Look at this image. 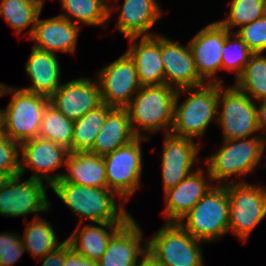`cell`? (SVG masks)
Instances as JSON below:
<instances>
[{
    "instance_id": "obj_37",
    "label": "cell",
    "mask_w": 266,
    "mask_h": 266,
    "mask_svg": "<svg viewBox=\"0 0 266 266\" xmlns=\"http://www.w3.org/2000/svg\"><path fill=\"white\" fill-rule=\"evenodd\" d=\"M25 251L19 234L0 233V266H13Z\"/></svg>"
},
{
    "instance_id": "obj_26",
    "label": "cell",
    "mask_w": 266,
    "mask_h": 266,
    "mask_svg": "<svg viewBox=\"0 0 266 266\" xmlns=\"http://www.w3.org/2000/svg\"><path fill=\"white\" fill-rule=\"evenodd\" d=\"M137 136L132 130L126 108H112L95 138L91 153L104 156L119 147L125 146Z\"/></svg>"
},
{
    "instance_id": "obj_2",
    "label": "cell",
    "mask_w": 266,
    "mask_h": 266,
    "mask_svg": "<svg viewBox=\"0 0 266 266\" xmlns=\"http://www.w3.org/2000/svg\"><path fill=\"white\" fill-rule=\"evenodd\" d=\"M176 92L167 84L146 85L138 90L126 107L132 130L137 137L149 138L146 132H171ZM141 131H145L144 134Z\"/></svg>"
},
{
    "instance_id": "obj_31",
    "label": "cell",
    "mask_w": 266,
    "mask_h": 266,
    "mask_svg": "<svg viewBox=\"0 0 266 266\" xmlns=\"http://www.w3.org/2000/svg\"><path fill=\"white\" fill-rule=\"evenodd\" d=\"M73 130L74 122L49 103L42 116L38 137L64 146L71 152Z\"/></svg>"
},
{
    "instance_id": "obj_12",
    "label": "cell",
    "mask_w": 266,
    "mask_h": 266,
    "mask_svg": "<svg viewBox=\"0 0 266 266\" xmlns=\"http://www.w3.org/2000/svg\"><path fill=\"white\" fill-rule=\"evenodd\" d=\"M21 175L11 176L0 188V215L23 217L49 210L46 186L42 180L29 178L22 182Z\"/></svg>"
},
{
    "instance_id": "obj_28",
    "label": "cell",
    "mask_w": 266,
    "mask_h": 266,
    "mask_svg": "<svg viewBox=\"0 0 266 266\" xmlns=\"http://www.w3.org/2000/svg\"><path fill=\"white\" fill-rule=\"evenodd\" d=\"M111 109L112 107L103 103L74 121L71 152H87L93 148L95 138Z\"/></svg>"
},
{
    "instance_id": "obj_22",
    "label": "cell",
    "mask_w": 266,
    "mask_h": 266,
    "mask_svg": "<svg viewBox=\"0 0 266 266\" xmlns=\"http://www.w3.org/2000/svg\"><path fill=\"white\" fill-rule=\"evenodd\" d=\"M127 39L132 44L126 52L135 62L140 84L142 86L165 84L161 59V35Z\"/></svg>"
},
{
    "instance_id": "obj_25",
    "label": "cell",
    "mask_w": 266,
    "mask_h": 266,
    "mask_svg": "<svg viewBox=\"0 0 266 266\" xmlns=\"http://www.w3.org/2000/svg\"><path fill=\"white\" fill-rule=\"evenodd\" d=\"M126 222H102L78 227L67 238L71 247L84 258L98 262L107 249L110 238Z\"/></svg>"
},
{
    "instance_id": "obj_14",
    "label": "cell",
    "mask_w": 266,
    "mask_h": 266,
    "mask_svg": "<svg viewBox=\"0 0 266 266\" xmlns=\"http://www.w3.org/2000/svg\"><path fill=\"white\" fill-rule=\"evenodd\" d=\"M228 32L218 21L211 22L188 43L197 73L207 84L223 85V80L217 78L216 73L222 70V47Z\"/></svg>"
},
{
    "instance_id": "obj_8",
    "label": "cell",
    "mask_w": 266,
    "mask_h": 266,
    "mask_svg": "<svg viewBox=\"0 0 266 266\" xmlns=\"http://www.w3.org/2000/svg\"><path fill=\"white\" fill-rule=\"evenodd\" d=\"M200 243L179 223L165 222L147 240V250L165 266H203Z\"/></svg>"
},
{
    "instance_id": "obj_38",
    "label": "cell",
    "mask_w": 266,
    "mask_h": 266,
    "mask_svg": "<svg viewBox=\"0 0 266 266\" xmlns=\"http://www.w3.org/2000/svg\"><path fill=\"white\" fill-rule=\"evenodd\" d=\"M63 266H98V262L84 258L77 253L65 239V258Z\"/></svg>"
},
{
    "instance_id": "obj_36",
    "label": "cell",
    "mask_w": 266,
    "mask_h": 266,
    "mask_svg": "<svg viewBox=\"0 0 266 266\" xmlns=\"http://www.w3.org/2000/svg\"><path fill=\"white\" fill-rule=\"evenodd\" d=\"M20 143L3 131L0 133V171L10 176L20 174Z\"/></svg>"
},
{
    "instance_id": "obj_27",
    "label": "cell",
    "mask_w": 266,
    "mask_h": 266,
    "mask_svg": "<svg viewBox=\"0 0 266 266\" xmlns=\"http://www.w3.org/2000/svg\"><path fill=\"white\" fill-rule=\"evenodd\" d=\"M59 1L61 3L62 10H64V13L58 15L77 25L85 24L89 26L105 27V25H107L108 23L107 20L112 17V12L115 11L114 7L108 5L110 4L108 3L109 0Z\"/></svg>"
},
{
    "instance_id": "obj_10",
    "label": "cell",
    "mask_w": 266,
    "mask_h": 266,
    "mask_svg": "<svg viewBox=\"0 0 266 266\" xmlns=\"http://www.w3.org/2000/svg\"><path fill=\"white\" fill-rule=\"evenodd\" d=\"M149 139L137 137L103 156L107 186L117 194L116 197L127 201L139 188L143 168L141 142Z\"/></svg>"
},
{
    "instance_id": "obj_18",
    "label": "cell",
    "mask_w": 266,
    "mask_h": 266,
    "mask_svg": "<svg viewBox=\"0 0 266 266\" xmlns=\"http://www.w3.org/2000/svg\"><path fill=\"white\" fill-rule=\"evenodd\" d=\"M203 171L199 166L175 187L164 192L166 223L180 222L213 186L208 170L207 174Z\"/></svg>"
},
{
    "instance_id": "obj_6",
    "label": "cell",
    "mask_w": 266,
    "mask_h": 266,
    "mask_svg": "<svg viewBox=\"0 0 266 266\" xmlns=\"http://www.w3.org/2000/svg\"><path fill=\"white\" fill-rule=\"evenodd\" d=\"M178 223L195 239L207 243L218 241L229 233L226 185H213Z\"/></svg>"
},
{
    "instance_id": "obj_29",
    "label": "cell",
    "mask_w": 266,
    "mask_h": 266,
    "mask_svg": "<svg viewBox=\"0 0 266 266\" xmlns=\"http://www.w3.org/2000/svg\"><path fill=\"white\" fill-rule=\"evenodd\" d=\"M55 232L48 221L35 215L30 222L26 223L21 237L25 250L30 252L34 258H43L61 244Z\"/></svg>"
},
{
    "instance_id": "obj_41",
    "label": "cell",
    "mask_w": 266,
    "mask_h": 266,
    "mask_svg": "<svg viewBox=\"0 0 266 266\" xmlns=\"http://www.w3.org/2000/svg\"><path fill=\"white\" fill-rule=\"evenodd\" d=\"M136 266H165V265L147 250L142 255V257L139 260V263Z\"/></svg>"
},
{
    "instance_id": "obj_11",
    "label": "cell",
    "mask_w": 266,
    "mask_h": 266,
    "mask_svg": "<svg viewBox=\"0 0 266 266\" xmlns=\"http://www.w3.org/2000/svg\"><path fill=\"white\" fill-rule=\"evenodd\" d=\"M97 80L104 104L126 108L142 87L134 60L127 52L98 71Z\"/></svg>"
},
{
    "instance_id": "obj_21",
    "label": "cell",
    "mask_w": 266,
    "mask_h": 266,
    "mask_svg": "<svg viewBox=\"0 0 266 266\" xmlns=\"http://www.w3.org/2000/svg\"><path fill=\"white\" fill-rule=\"evenodd\" d=\"M116 22V30L125 38L152 37L159 33L149 32L160 20L162 8L156 0H124Z\"/></svg>"
},
{
    "instance_id": "obj_24",
    "label": "cell",
    "mask_w": 266,
    "mask_h": 266,
    "mask_svg": "<svg viewBox=\"0 0 266 266\" xmlns=\"http://www.w3.org/2000/svg\"><path fill=\"white\" fill-rule=\"evenodd\" d=\"M61 179L57 182H69L86 187L106 188L107 179L104 157L87 152H69Z\"/></svg>"
},
{
    "instance_id": "obj_16",
    "label": "cell",
    "mask_w": 266,
    "mask_h": 266,
    "mask_svg": "<svg viewBox=\"0 0 266 266\" xmlns=\"http://www.w3.org/2000/svg\"><path fill=\"white\" fill-rule=\"evenodd\" d=\"M162 162V184L164 192L175 187L189 174L191 167L200 162L197 157L200 144L186 137H178L172 133L164 134Z\"/></svg>"
},
{
    "instance_id": "obj_20",
    "label": "cell",
    "mask_w": 266,
    "mask_h": 266,
    "mask_svg": "<svg viewBox=\"0 0 266 266\" xmlns=\"http://www.w3.org/2000/svg\"><path fill=\"white\" fill-rule=\"evenodd\" d=\"M136 222L132 216L110 238L98 266H136L139 263L147 251V240L142 244L143 233Z\"/></svg>"
},
{
    "instance_id": "obj_30",
    "label": "cell",
    "mask_w": 266,
    "mask_h": 266,
    "mask_svg": "<svg viewBox=\"0 0 266 266\" xmlns=\"http://www.w3.org/2000/svg\"><path fill=\"white\" fill-rule=\"evenodd\" d=\"M234 86L253 101L266 100V56L253 53Z\"/></svg>"
},
{
    "instance_id": "obj_44",
    "label": "cell",
    "mask_w": 266,
    "mask_h": 266,
    "mask_svg": "<svg viewBox=\"0 0 266 266\" xmlns=\"http://www.w3.org/2000/svg\"><path fill=\"white\" fill-rule=\"evenodd\" d=\"M2 132V115H1V112H0V133Z\"/></svg>"
},
{
    "instance_id": "obj_7",
    "label": "cell",
    "mask_w": 266,
    "mask_h": 266,
    "mask_svg": "<svg viewBox=\"0 0 266 266\" xmlns=\"http://www.w3.org/2000/svg\"><path fill=\"white\" fill-rule=\"evenodd\" d=\"M223 87L218 84L217 110V123L221 126L223 140L249 138L259 133L257 102L234 85Z\"/></svg>"
},
{
    "instance_id": "obj_4",
    "label": "cell",
    "mask_w": 266,
    "mask_h": 266,
    "mask_svg": "<svg viewBox=\"0 0 266 266\" xmlns=\"http://www.w3.org/2000/svg\"><path fill=\"white\" fill-rule=\"evenodd\" d=\"M196 90V91H195ZM187 95L180 102V95ZM218 84H204L177 90L174 104L173 135L200 139L213 119L217 122Z\"/></svg>"
},
{
    "instance_id": "obj_43",
    "label": "cell",
    "mask_w": 266,
    "mask_h": 266,
    "mask_svg": "<svg viewBox=\"0 0 266 266\" xmlns=\"http://www.w3.org/2000/svg\"><path fill=\"white\" fill-rule=\"evenodd\" d=\"M28 1H30V2H32V3H35L37 6H39L41 9H42V7H43V5H44V0H28Z\"/></svg>"
},
{
    "instance_id": "obj_40",
    "label": "cell",
    "mask_w": 266,
    "mask_h": 266,
    "mask_svg": "<svg viewBox=\"0 0 266 266\" xmlns=\"http://www.w3.org/2000/svg\"><path fill=\"white\" fill-rule=\"evenodd\" d=\"M260 105L257 107V123L259 132L266 131V100L259 101ZM263 130V131H262Z\"/></svg>"
},
{
    "instance_id": "obj_13",
    "label": "cell",
    "mask_w": 266,
    "mask_h": 266,
    "mask_svg": "<svg viewBox=\"0 0 266 266\" xmlns=\"http://www.w3.org/2000/svg\"><path fill=\"white\" fill-rule=\"evenodd\" d=\"M69 150L64 146L56 144L50 140L39 137L20 143V175L31 168L34 174L31 178L44 180L51 187L59 181L63 173L52 175L57 169L65 166ZM51 174V175H50Z\"/></svg>"
},
{
    "instance_id": "obj_32",
    "label": "cell",
    "mask_w": 266,
    "mask_h": 266,
    "mask_svg": "<svg viewBox=\"0 0 266 266\" xmlns=\"http://www.w3.org/2000/svg\"><path fill=\"white\" fill-rule=\"evenodd\" d=\"M42 9L28 0H1L0 16L17 33L32 26L24 35H32L36 19Z\"/></svg>"
},
{
    "instance_id": "obj_9",
    "label": "cell",
    "mask_w": 266,
    "mask_h": 266,
    "mask_svg": "<svg viewBox=\"0 0 266 266\" xmlns=\"http://www.w3.org/2000/svg\"><path fill=\"white\" fill-rule=\"evenodd\" d=\"M229 232L246 242L266 217V188L259 185L229 183Z\"/></svg>"
},
{
    "instance_id": "obj_17",
    "label": "cell",
    "mask_w": 266,
    "mask_h": 266,
    "mask_svg": "<svg viewBox=\"0 0 266 266\" xmlns=\"http://www.w3.org/2000/svg\"><path fill=\"white\" fill-rule=\"evenodd\" d=\"M165 84L180 90L206 84L198 75L189 44L183 46L161 35Z\"/></svg>"
},
{
    "instance_id": "obj_42",
    "label": "cell",
    "mask_w": 266,
    "mask_h": 266,
    "mask_svg": "<svg viewBox=\"0 0 266 266\" xmlns=\"http://www.w3.org/2000/svg\"><path fill=\"white\" fill-rule=\"evenodd\" d=\"M10 177L11 176L8 173L0 171V188L7 182Z\"/></svg>"
},
{
    "instance_id": "obj_1",
    "label": "cell",
    "mask_w": 266,
    "mask_h": 266,
    "mask_svg": "<svg viewBox=\"0 0 266 266\" xmlns=\"http://www.w3.org/2000/svg\"><path fill=\"white\" fill-rule=\"evenodd\" d=\"M56 196L79 215V223L84 219L91 222H127L132 216L127 212L122 200L116 205L114 191L106 188L86 187L69 182H56L50 187ZM118 209V210H117Z\"/></svg>"
},
{
    "instance_id": "obj_35",
    "label": "cell",
    "mask_w": 266,
    "mask_h": 266,
    "mask_svg": "<svg viewBox=\"0 0 266 266\" xmlns=\"http://www.w3.org/2000/svg\"><path fill=\"white\" fill-rule=\"evenodd\" d=\"M253 53L266 51V14L236 31Z\"/></svg>"
},
{
    "instance_id": "obj_39",
    "label": "cell",
    "mask_w": 266,
    "mask_h": 266,
    "mask_svg": "<svg viewBox=\"0 0 266 266\" xmlns=\"http://www.w3.org/2000/svg\"><path fill=\"white\" fill-rule=\"evenodd\" d=\"M64 258L65 240L54 250L47 253L43 258H40V260L43 261L41 266H63Z\"/></svg>"
},
{
    "instance_id": "obj_15",
    "label": "cell",
    "mask_w": 266,
    "mask_h": 266,
    "mask_svg": "<svg viewBox=\"0 0 266 266\" xmlns=\"http://www.w3.org/2000/svg\"><path fill=\"white\" fill-rule=\"evenodd\" d=\"M49 101L73 122L103 104L98 80L94 81L87 77L62 83Z\"/></svg>"
},
{
    "instance_id": "obj_33",
    "label": "cell",
    "mask_w": 266,
    "mask_h": 266,
    "mask_svg": "<svg viewBox=\"0 0 266 266\" xmlns=\"http://www.w3.org/2000/svg\"><path fill=\"white\" fill-rule=\"evenodd\" d=\"M266 14V0H232L229 14L218 22L231 31L233 28L242 27Z\"/></svg>"
},
{
    "instance_id": "obj_3",
    "label": "cell",
    "mask_w": 266,
    "mask_h": 266,
    "mask_svg": "<svg viewBox=\"0 0 266 266\" xmlns=\"http://www.w3.org/2000/svg\"><path fill=\"white\" fill-rule=\"evenodd\" d=\"M254 136V137H253ZM249 138L223 140V145L212 156L204 159L212 182L223 181L220 185L245 182L244 175L250 174L260 164L266 147L265 135ZM237 177L232 181V176ZM242 175V176H241ZM238 176L240 178L238 179ZM223 179V180H222ZM241 179L243 181H241ZM240 180V181H239ZM226 181V182H225Z\"/></svg>"
},
{
    "instance_id": "obj_34",
    "label": "cell",
    "mask_w": 266,
    "mask_h": 266,
    "mask_svg": "<svg viewBox=\"0 0 266 266\" xmlns=\"http://www.w3.org/2000/svg\"><path fill=\"white\" fill-rule=\"evenodd\" d=\"M231 38H234L231 40ZM253 52L236 32L229 31L222 47V69L235 73V80L241 75Z\"/></svg>"
},
{
    "instance_id": "obj_23",
    "label": "cell",
    "mask_w": 266,
    "mask_h": 266,
    "mask_svg": "<svg viewBox=\"0 0 266 266\" xmlns=\"http://www.w3.org/2000/svg\"><path fill=\"white\" fill-rule=\"evenodd\" d=\"M56 54L32 47L25 70L32 85L25 91L51 97L62 83L60 64Z\"/></svg>"
},
{
    "instance_id": "obj_5",
    "label": "cell",
    "mask_w": 266,
    "mask_h": 266,
    "mask_svg": "<svg viewBox=\"0 0 266 266\" xmlns=\"http://www.w3.org/2000/svg\"><path fill=\"white\" fill-rule=\"evenodd\" d=\"M8 94H13L9 104L0 109L2 131L18 143L38 137L49 97L1 83L0 97Z\"/></svg>"
},
{
    "instance_id": "obj_19",
    "label": "cell",
    "mask_w": 266,
    "mask_h": 266,
    "mask_svg": "<svg viewBox=\"0 0 266 266\" xmlns=\"http://www.w3.org/2000/svg\"><path fill=\"white\" fill-rule=\"evenodd\" d=\"M29 37L34 42L33 47L56 54L58 51L73 54L77 47L80 26L62 16L39 19Z\"/></svg>"
}]
</instances>
